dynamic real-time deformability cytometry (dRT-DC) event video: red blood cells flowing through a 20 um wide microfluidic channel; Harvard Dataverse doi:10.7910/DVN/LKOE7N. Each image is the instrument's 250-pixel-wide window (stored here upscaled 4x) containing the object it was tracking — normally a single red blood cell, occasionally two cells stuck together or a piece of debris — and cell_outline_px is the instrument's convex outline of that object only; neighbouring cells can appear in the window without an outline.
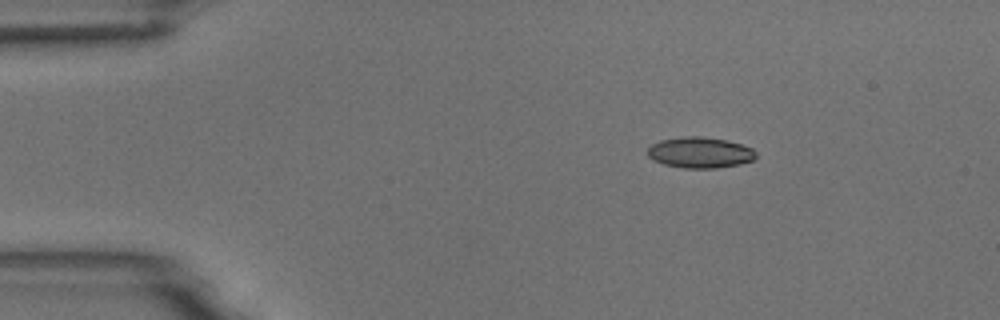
{"species": "common noctule bat (a hibernating species)", "species_latin": "Nyctalus noctula", "temperature_condition": "room temperature", "stored_images_in_passage": 3, "camera_frame_rate_fps": 3000, "um_per_image_px": 0.085, "animal": {"sex": "male", "body_mass_g": 18.8}, "frame": {"image": 1, "passage_image": 1, "time_ms": 0.0, "image_size_px": [1000, 320], "cell_outline_px": [[756, 156], [752, 160], [740, 164], [716, 168], [684, 168], [664, 164], [652, 160], [648, 156], [648, 148], [652, 144], [660, 140], [684, 136], [700, 136], [728, 140], [752, 148], [756, 152]], "centroid_in_image_um": [59.49, 12.96], "position_along_channel_um": 25.5, "area_um2": 19.54}}